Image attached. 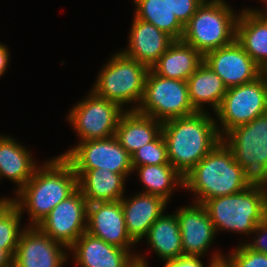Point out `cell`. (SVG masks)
<instances>
[{
    "label": "cell",
    "mask_w": 267,
    "mask_h": 267,
    "mask_svg": "<svg viewBox=\"0 0 267 267\" xmlns=\"http://www.w3.org/2000/svg\"><path fill=\"white\" fill-rule=\"evenodd\" d=\"M134 16L144 22L153 24L166 32L174 40H181L184 25L171 12L165 0H133Z\"/></svg>",
    "instance_id": "4316f807"
},
{
    "label": "cell",
    "mask_w": 267,
    "mask_h": 267,
    "mask_svg": "<svg viewBox=\"0 0 267 267\" xmlns=\"http://www.w3.org/2000/svg\"><path fill=\"white\" fill-rule=\"evenodd\" d=\"M267 169L241 192L211 198L202 205L218 230L251 235L266 219Z\"/></svg>",
    "instance_id": "5b68a950"
},
{
    "label": "cell",
    "mask_w": 267,
    "mask_h": 267,
    "mask_svg": "<svg viewBox=\"0 0 267 267\" xmlns=\"http://www.w3.org/2000/svg\"><path fill=\"white\" fill-rule=\"evenodd\" d=\"M128 235L138 244L147 236L150 227L164 212L167 201L157 195L138 192L120 199Z\"/></svg>",
    "instance_id": "ac0fdd59"
},
{
    "label": "cell",
    "mask_w": 267,
    "mask_h": 267,
    "mask_svg": "<svg viewBox=\"0 0 267 267\" xmlns=\"http://www.w3.org/2000/svg\"><path fill=\"white\" fill-rule=\"evenodd\" d=\"M131 25L128 48L121 52L151 68L165 53L174 39L153 24L135 16Z\"/></svg>",
    "instance_id": "e0dca14e"
},
{
    "label": "cell",
    "mask_w": 267,
    "mask_h": 267,
    "mask_svg": "<svg viewBox=\"0 0 267 267\" xmlns=\"http://www.w3.org/2000/svg\"><path fill=\"white\" fill-rule=\"evenodd\" d=\"M203 62V55L182 40H174L165 53L150 68L155 74L187 81Z\"/></svg>",
    "instance_id": "603a6c76"
},
{
    "label": "cell",
    "mask_w": 267,
    "mask_h": 267,
    "mask_svg": "<svg viewBox=\"0 0 267 267\" xmlns=\"http://www.w3.org/2000/svg\"><path fill=\"white\" fill-rule=\"evenodd\" d=\"M237 14L225 0H204L184 25L182 41L203 56L236 40Z\"/></svg>",
    "instance_id": "8992f818"
},
{
    "label": "cell",
    "mask_w": 267,
    "mask_h": 267,
    "mask_svg": "<svg viewBox=\"0 0 267 267\" xmlns=\"http://www.w3.org/2000/svg\"><path fill=\"white\" fill-rule=\"evenodd\" d=\"M150 68L121 51L114 53L103 65L92 91L99 97L119 104L134 103L126 111H136L143 99L145 81Z\"/></svg>",
    "instance_id": "52a82bcc"
},
{
    "label": "cell",
    "mask_w": 267,
    "mask_h": 267,
    "mask_svg": "<svg viewBox=\"0 0 267 267\" xmlns=\"http://www.w3.org/2000/svg\"><path fill=\"white\" fill-rule=\"evenodd\" d=\"M162 124L163 122L137 111H126L118 122L115 137L121 146L132 155L162 133Z\"/></svg>",
    "instance_id": "7402d4cb"
},
{
    "label": "cell",
    "mask_w": 267,
    "mask_h": 267,
    "mask_svg": "<svg viewBox=\"0 0 267 267\" xmlns=\"http://www.w3.org/2000/svg\"><path fill=\"white\" fill-rule=\"evenodd\" d=\"M14 198H0V221L15 207Z\"/></svg>",
    "instance_id": "e575fe53"
},
{
    "label": "cell",
    "mask_w": 267,
    "mask_h": 267,
    "mask_svg": "<svg viewBox=\"0 0 267 267\" xmlns=\"http://www.w3.org/2000/svg\"><path fill=\"white\" fill-rule=\"evenodd\" d=\"M265 5L267 6V3H265ZM266 20H267V7L263 10L260 9H256Z\"/></svg>",
    "instance_id": "f35d334b"
},
{
    "label": "cell",
    "mask_w": 267,
    "mask_h": 267,
    "mask_svg": "<svg viewBox=\"0 0 267 267\" xmlns=\"http://www.w3.org/2000/svg\"><path fill=\"white\" fill-rule=\"evenodd\" d=\"M78 189V177L61 155L38 166L29 181L16 192L15 205L27 212L30 223L37 226L61 201Z\"/></svg>",
    "instance_id": "3957f363"
},
{
    "label": "cell",
    "mask_w": 267,
    "mask_h": 267,
    "mask_svg": "<svg viewBox=\"0 0 267 267\" xmlns=\"http://www.w3.org/2000/svg\"><path fill=\"white\" fill-rule=\"evenodd\" d=\"M32 153L19 142L0 134V180L8 178L14 182L19 191L33 176L39 166Z\"/></svg>",
    "instance_id": "44dd1931"
},
{
    "label": "cell",
    "mask_w": 267,
    "mask_h": 267,
    "mask_svg": "<svg viewBox=\"0 0 267 267\" xmlns=\"http://www.w3.org/2000/svg\"><path fill=\"white\" fill-rule=\"evenodd\" d=\"M261 1L264 2V4L267 3V0H260V2H261Z\"/></svg>",
    "instance_id": "b9f144b4"
},
{
    "label": "cell",
    "mask_w": 267,
    "mask_h": 267,
    "mask_svg": "<svg viewBox=\"0 0 267 267\" xmlns=\"http://www.w3.org/2000/svg\"><path fill=\"white\" fill-rule=\"evenodd\" d=\"M189 99L197 112L208 111L204 106L211 105L216 111L227 91L222 79L204 62L187 79Z\"/></svg>",
    "instance_id": "cb8c5ba5"
},
{
    "label": "cell",
    "mask_w": 267,
    "mask_h": 267,
    "mask_svg": "<svg viewBox=\"0 0 267 267\" xmlns=\"http://www.w3.org/2000/svg\"><path fill=\"white\" fill-rule=\"evenodd\" d=\"M22 214L15 206L0 221V248L5 249L12 257H14L19 238L25 226L20 228Z\"/></svg>",
    "instance_id": "f1b7e54d"
},
{
    "label": "cell",
    "mask_w": 267,
    "mask_h": 267,
    "mask_svg": "<svg viewBox=\"0 0 267 267\" xmlns=\"http://www.w3.org/2000/svg\"><path fill=\"white\" fill-rule=\"evenodd\" d=\"M67 120L80 141L115 136L121 116L126 112L119 104L97 96L92 90L69 110Z\"/></svg>",
    "instance_id": "9c48e42d"
},
{
    "label": "cell",
    "mask_w": 267,
    "mask_h": 267,
    "mask_svg": "<svg viewBox=\"0 0 267 267\" xmlns=\"http://www.w3.org/2000/svg\"><path fill=\"white\" fill-rule=\"evenodd\" d=\"M8 46L0 43V77L4 75L10 62V52Z\"/></svg>",
    "instance_id": "836d02e7"
},
{
    "label": "cell",
    "mask_w": 267,
    "mask_h": 267,
    "mask_svg": "<svg viewBox=\"0 0 267 267\" xmlns=\"http://www.w3.org/2000/svg\"><path fill=\"white\" fill-rule=\"evenodd\" d=\"M0 267H13V257L2 248H0Z\"/></svg>",
    "instance_id": "d590c367"
},
{
    "label": "cell",
    "mask_w": 267,
    "mask_h": 267,
    "mask_svg": "<svg viewBox=\"0 0 267 267\" xmlns=\"http://www.w3.org/2000/svg\"><path fill=\"white\" fill-rule=\"evenodd\" d=\"M254 241L243 243L247 248L267 254V220L258 224L251 235H255Z\"/></svg>",
    "instance_id": "d6a6232c"
},
{
    "label": "cell",
    "mask_w": 267,
    "mask_h": 267,
    "mask_svg": "<svg viewBox=\"0 0 267 267\" xmlns=\"http://www.w3.org/2000/svg\"><path fill=\"white\" fill-rule=\"evenodd\" d=\"M162 135L169 163L183 177L223 140L207 111L164 121Z\"/></svg>",
    "instance_id": "277c9868"
},
{
    "label": "cell",
    "mask_w": 267,
    "mask_h": 267,
    "mask_svg": "<svg viewBox=\"0 0 267 267\" xmlns=\"http://www.w3.org/2000/svg\"><path fill=\"white\" fill-rule=\"evenodd\" d=\"M136 263H137L136 267H148V263L146 262V258L142 254L141 255L137 254Z\"/></svg>",
    "instance_id": "8d00e7d4"
},
{
    "label": "cell",
    "mask_w": 267,
    "mask_h": 267,
    "mask_svg": "<svg viewBox=\"0 0 267 267\" xmlns=\"http://www.w3.org/2000/svg\"><path fill=\"white\" fill-rule=\"evenodd\" d=\"M234 248L224 260L230 267H267V254L247 248L243 243Z\"/></svg>",
    "instance_id": "f546056e"
},
{
    "label": "cell",
    "mask_w": 267,
    "mask_h": 267,
    "mask_svg": "<svg viewBox=\"0 0 267 267\" xmlns=\"http://www.w3.org/2000/svg\"><path fill=\"white\" fill-rule=\"evenodd\" d=\"M267 169V149L247 140L223 139L185 176L195 203L232 195L250 186Z\"/></svg>",
    "instance_id": "6da1fadb"
},
{
    "label": "cell",
    "mask_w": 267,
    "mask_h": 267,
    "mask_svg": "<svg viewBox=\"0 0 267 267\" xmlns=\"http://www.w3.org/2000/svg\"><path fill=\"white\" fill-rule=\"evenodd\" d=\"M136 111L161 122L197 112L189 99L187 81L165 78L151 69L145 81L143 99Z\"/></svg>",
    "instance_id": "ba28073f"
},
{
    "label": "cell",
    "mask_w": 267,
    "mask_h": 267,
    "mask_svg": "<svg viewBox=\"0 0 267 267\" xmlns=\"http://www.w3.org/2000/svg\"><path fill=\"white\" fill-rule=\"evenodd\" d=\"M133 170L137 166L170 164L167 144L162 133L152 142L145 144L131 155Z\"/></svg>",
    "instance_id": "83f0119b"
},
{
    "label": "cell",
    "mask_w": 267,
    "mask_h": 267,
    "mask_svg": "<svg viewBox=\"0 0 267 267\" xmlns=\"http://www.w3.org/2000/svg\"><path fill=\"white\" fill-rule=\"evenodd\" d=\"M71 250V251H70ZM78 267H136V252L84 232L69 248ZM135 252V253H134ZM134 253V254H133Z\"/></svg>",
    "instance_id": "5bb4252c"
},
{
    "label": "cell",
    "mask_w": 267,
    "mask_h": 267,
    "mask_svg": "<svg viewBox=\"0 0 267 267\" xmlns=\"http://www.w3.org/2000/svg\"><path fill=\"white\" fill-rule=\"evenodd\" d=\"M134 171L145 188L141 193L160 196L167 202L174 187L184 188V177L171 164L137 166Z\"/></svg>",
    "instance_id": "484cf974"
},
{
    "label": "cell",
    "mask_w": 267,
    "mask_h": 267,
    "mask_svg": "<svg viewBox=\"0 0 267 267\" xmlns=\"http://www.w3.org/2000/svg\"><path fill=\"white\" fill-rule=\"evenodd\" d=\"M211 261H209V266L211 267L214 263L224 260V254L216 251L213 253ZM223 254V255H222ZM201 257H192V256H181L176 259L165 260L163 267H205L204 263L200 260Z\"/></svg>",
    "instance_id": "1f68e13d"
},
{
    "label": "cell",
    "mask_w": 267,
    "mask_h": 267,
    "mask_svg": "<svg viewBox=\"0 0 267 267\" xmlns=\"http://www.w3.org/2000/svg\"><path fill=\"white\" fill-rule=\"evenodd\" d=\"M63 156L73 169H104L117 174L133 172L131 155L115 136L106 139L78 142Z\"/></svg>",
    "instance_id": "30bf717a"
},
{
    "label": "cell",
    "mask_w": 267,
    "mask_h": 267,
    "mask_svg": "<svg viewBox=\"0 0 267 267\" xmlns=\"http://www.w3.org/2000/svg\"><path fill=\"white\" fill-rule=\"evenodd\" d=\"M88 203L77 189L57 204L37 227L68 249L87 231Z\"/></svg>",
    "instance_id": "8fae6325"
},
{
    "label": "cell",
    "mask_w": 267,
    "mask_h": 267,
    "mask_svg": "<svg viewBox=\"0 0 267 267\" xmlns=\"http://www.w3.org/2000/svg\"><path fill=\"white\" fill-rule=\"evenodd\" d=\"M86 232L123 249H130L136 245L126 230L120 200L88 204Z\"/></svg>",
    "instance_id": "9a60e30c"
},
{
    "label": "cell",
    "mask_w": 267,
    "mask_h": 267,
    "mask_svg": "<svg viewBox=\"0 0 267 267\" xmlns=\"http://www.w3.org/2000/svg\"><path fill=\"white\" fill-rule=\"evenodd\" d=\"M241 11L236 24V41L264 70L267 68V20L256 8Z\"/></svg>",
    "instance_id": "ffe728a7"
},
{
    "label": "cell",
    "mask_w": 267,
    "mask_h": 267,
    "mask_svg": "<svg viewBox=\"0 0 267 267\" xmlns=\"http://www.w3.org/2000/svg\"><path fill=\"white\" fill-rule=\"evenodd\" d=\"M266 220H267V192H266Z\"/></svg>",
    "instance_id": "ab89813d"
},
{
    "label": "cell",
    "mask_w": 267,
    "mask_h": 267,
    "mask_svg": "<svg viewBox=\"0 0 267 267\" xmlns=\"http://www.w3.org/2000/svg\"><path fill=\"white\" fill-rule=\"evenodd\" d=\"M181 232L183 256L202 257L216 238L206 208L199 203L180 207L175 212Z\"/></svg>",
    "instance_id": "2e32d148"
},
{
    "label": "cell",
    "mask_w": 267,
    "mask_h": 267,
    "mask_svg": "<svg viewBox=\"0 0 267 267\" xmlns=\"http://www.w3.org/2000/svg\"><path fill=\"white\" fill-rule=\"evenodd\" d=\"M78 177V189L87 203L112 202L125 194V181L130 174H117L104 169H73Z\"/></svg>",
    "instance_id": "d6986e66"
},
{
    "label": "cell",
    "mask_w": 267,
    "mask_h": 267,
    "mask_svg": "<svg viewBox=\"0 0 267 267\" xmlns=\"http://www.w3.org/2000/svg\"><path fill=\"white\" fill-rule=\"evenodd\" d=\"M263 73L267 77V68L263 70Z\"/></svg>",
    "instance_id": "60d3db41"
},
{
    "label": "cell",
    "mask_w": 267,
    "mask_h": 267,
    "mask_svg": "<svg viewBox=\"0 0 267 267\" xmlns=\"http://www.w3.org/2000/svg\"><path fill=\"white\" fill-rule=\"evenodd\" d=\"M203 62L222 79L227 88L251 82L263 73L236 40L208 52L203 56Z\"/></svg>",
    "instance_id": "4fadbf2b"
},
{
    "label": "cell",
    "mask_w": 267,
    "mask_h": 267,
    "mask_svg": "<svg viewBox=\"0 0 267 267\" xmlns=\"http://www.w3.org/2000/svg\"><path fill=\"white\" fill-rule=\"evenodd\" d=\"M147 243L163 261L183 256L180 226L175 212L158 217L150 227Z\"/></svg>",
    "instance_id": "d4e9b609"
},
{
    "label": "cell",
    "mask_w": 267,
    "mask_h": 267,
    "mask_svg": "<svg viewBox=\"0 0 267 267\" xmlns=\"http://www.w3.org/2000/svg\"><path fill=\"white\" fill-rule=\"evenodd\" d=\"M211 267H230L225 260L214 263Z\"/></svg>",
    "instance_id": "74e56055"
},
{
    "label": "cell",
    "mask_w": 267,
    "mask_h": 267,
    "mask_svg": "<svg viewBox=\"0 0 267 267\" xmlns=\"http://www.w3.org/2000/svg\"><path fill=\"white\" fill-rule=\"evenodd\" d=\"M68 251L37 226H26L16 247L13 267H63L69 257Z\"/></svg>",
    "instance_id": "7c38bea8"
},
{
    "label": "cell",
    "mask_w": 267,
    "mask_h": 267,
    "mask_svg": "<svg viewBox=\"0 0 267 267\" xmlns=\"http://www.w3.org/2000/svg\"><path fill=\"white\" fill-rule=\"evenodd\" d=\"M214 113L223 139L247 140L267 149V77L264 73L251 82L227 88Z\"/></svg>",
    "instance_id": "7a4b0ae2"
},
{
    "label": "cell",
    "mask_w": 267,
    "mask_h": 267,
    "mask_svg": "<svg viewBox=\"0 0 267 267\" xmlns=\"http://www.w3.org/2000/svg\"><path fill=\"white\" fill-rule=\"evenodd\" d=\"M171 12L185 25L204 0H165Z\"/></svg>",
    "instance_id": "4dcf8cb0"
}]
</instances>
